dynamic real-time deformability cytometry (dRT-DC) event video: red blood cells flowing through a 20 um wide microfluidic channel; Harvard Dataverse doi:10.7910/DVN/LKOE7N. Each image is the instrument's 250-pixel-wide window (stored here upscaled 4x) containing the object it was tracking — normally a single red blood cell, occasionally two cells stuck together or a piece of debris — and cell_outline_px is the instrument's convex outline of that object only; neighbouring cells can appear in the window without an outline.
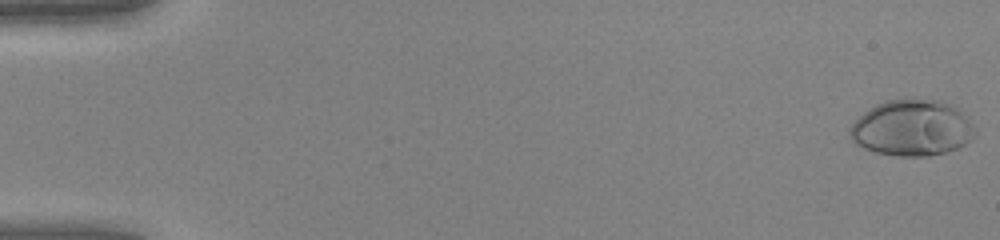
{"species": "human", "species_latin": "Homo sapiens", "temperature_condition": "warm", "stored_images_in_passage": 50, "camera_frame_rate_fps": 3000, "um_per_image_px": 0.085, "donor": {"sex": "female"}, "frame": {"image": 1, "passage_image": 1, "time_ms": 0.0, "image_size_px": [1000, 240], "cell_outline_px": [[976, 136], [960, 148], [928, 156], [896, 156], [872, 152], [856, 144], [848, 136], [848, 128], [864, 112], [876, 104], [888, 100], [940, 100], [952, 104], [960, 108], [968, 116], [976, 128]], "centroid_in_image_um": [77.56, 10.89], "position_along_channel_um": 7.4, "area_um2": 41.38}}
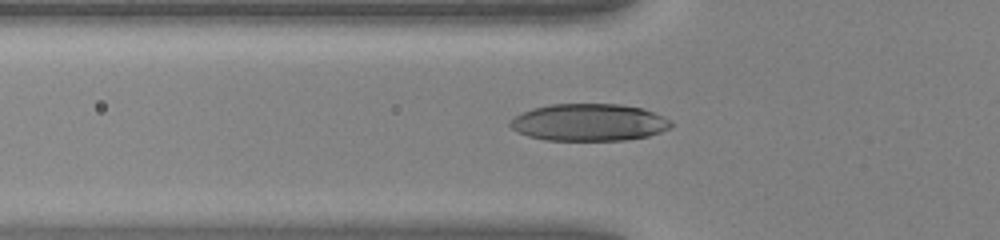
{"frame": {"image": 2, "passage_image": 18, "time_ms": 5.667, "image_size_px": [1000, 240], "cell_outline_px": [[672, 128], [648, 136], [624, 140], [544, 140], [528, 136], [516, 132], [508, 124], [508, 120], [532, 108], [552, 104], [620, 104], [644, 108], [672, 120]], "centroid_in_image_um": [50.07, 10.4], "position_along_channel_um": 75.7, "area_um2": 35.08}}
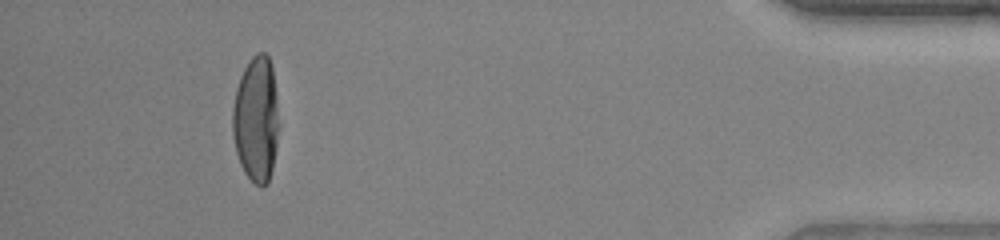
{"frame": {"image": 3, "passage_image": 46, "time_ms": 15.0, "image_size_px": [1000, 240], "cell_outline_px": [[276, 148], [272, 168], [268, 184], [260, 188], [244, 172], [240, 164], [236, 152], [232, 136], [232, 108], [236, 88], [240, 76], [244, 68], [252, 56], [256, 52], [264, 52], [268, 56], [272, 68], [276, 92]], "centroid_in_image_um": [21.73, 10.13], "position_along_channel_um": 413.5, "area_um2": 33.7}, "authors_computed_cell_mechanics": {"area_um2": 34.3332, "velocity_mm_per_s": 4.2308, "shape_relaxation_time_tau1_ms": 3.7543, "shape_relaxation_time_tau2_ms": null, "deformation_change_tau1": 0.2343, "deformation_change_tau2": null}}